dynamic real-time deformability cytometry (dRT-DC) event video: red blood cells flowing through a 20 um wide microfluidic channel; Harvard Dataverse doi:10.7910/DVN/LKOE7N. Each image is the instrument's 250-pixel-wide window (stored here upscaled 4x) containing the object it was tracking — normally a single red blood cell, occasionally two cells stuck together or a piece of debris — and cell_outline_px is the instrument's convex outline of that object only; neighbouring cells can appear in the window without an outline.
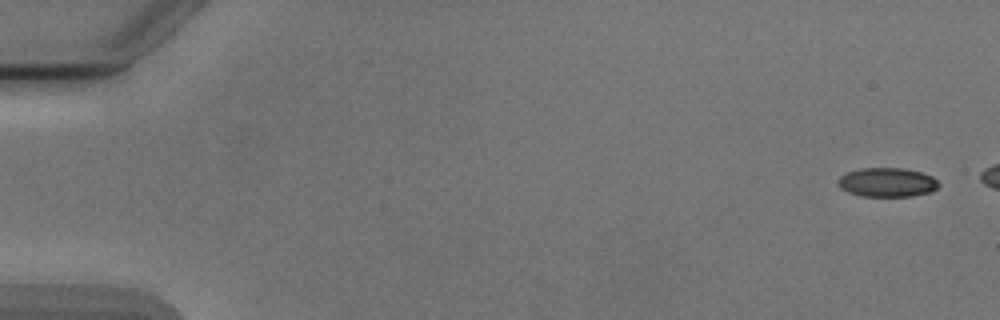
{"species": "Egyptian fruit bat (a non-hibernating species)", "species_latin": "Rousettus aegyptiacus", "temperature_condition": "cold", "stored_images_in_passage": 6, "camera_frame_rate_fps": 3000, "um_per_image_px": 0.085, "animal": {"sex": "male"}, "frame": {"image": 1, "passage_image": 1, "time_ms": 0.0, "image_size_px": [1000, 320], "cell_outline_px": [[940, 184], [932, 192], [912, 196], [860, 196], [848, 192], [840, 188], [836, 184], [840, 176], [848, 172], [860, 168], [904, 168], [920, 172], [932, 176]], "centroid_in_image_um": [75.39, 15.5], "position_along_channel_um": 9.6, "area_um2": 17.17}}